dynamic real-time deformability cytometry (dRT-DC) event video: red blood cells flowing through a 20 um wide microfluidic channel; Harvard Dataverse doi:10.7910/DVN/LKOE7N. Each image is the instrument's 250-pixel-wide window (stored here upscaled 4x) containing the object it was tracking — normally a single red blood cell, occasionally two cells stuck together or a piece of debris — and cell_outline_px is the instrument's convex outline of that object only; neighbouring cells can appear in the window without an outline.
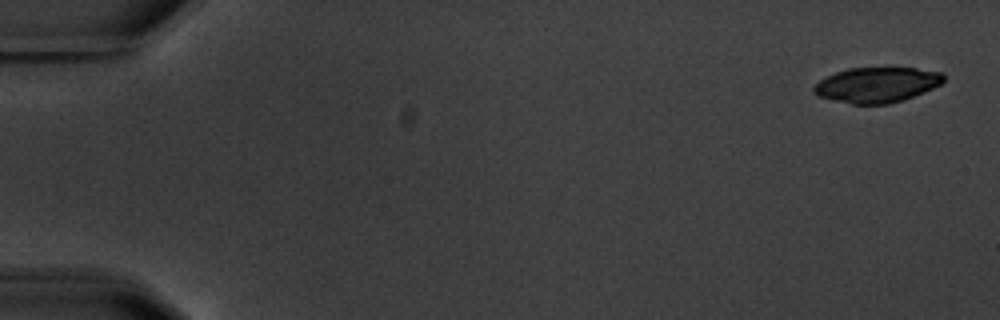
{"species": "common noctule bat (a hibernating species)", "species_latin": "Nyctalus noctula", "temperature_condition": "warm", "stored_images_in_passage": 4, "camera_frame_rate_fps": 3000, "um_per_image_px": 0.085, "animal": {"sex": "male", "body_mass_g": 20.1, "forearm_length_mm": 53.5}, "frame": {"image": 1, "passage_image": 1, "time_ms": 0.0, "image_size_px": [1000, 320], "cell_outline_px": [[944, 80], [940, 84], [924, 92], [904, 100], [888, 104], [852, 104], [820, 96], [812, 92], [812, 88], [820, 80], [836, 72], [848, 68], [916, 68], [940, 72], [944, 76]], "centroid_in_image_um": [74.54, 7.21], "position_along_channel_um": 10.5, "area_um2": 26.41}}